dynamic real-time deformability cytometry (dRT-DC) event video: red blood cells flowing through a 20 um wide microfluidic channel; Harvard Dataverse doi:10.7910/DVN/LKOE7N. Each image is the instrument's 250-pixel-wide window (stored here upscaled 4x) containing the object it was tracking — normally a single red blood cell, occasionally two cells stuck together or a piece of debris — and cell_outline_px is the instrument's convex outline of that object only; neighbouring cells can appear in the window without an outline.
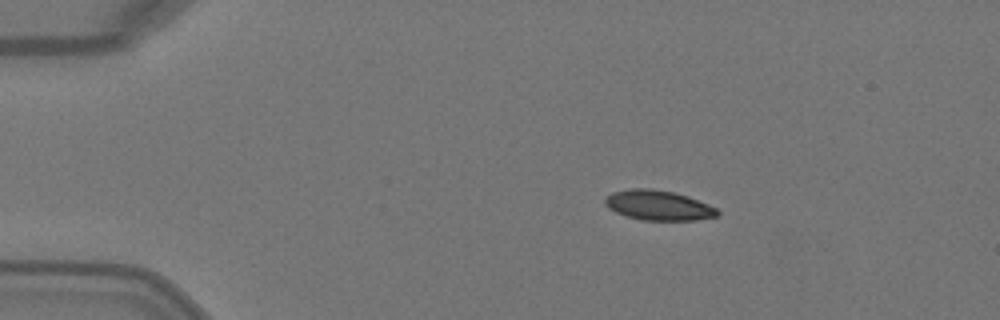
{"species": "Egyptian fruit bat (a non-hibernating species)", "species_latin": "Rousettus aegyptiacus", "temperature_condition": "warm", "stored_images_in_passage": 4, "camera_frame_rate_fps": 3000, "um_per_image_px": 0.085, "animal": {"sex": "female"}, "frame": {"image": 1, "passage_image": 2, "time_ms": 0.333, "image_size_px": [1000, 320], "cell_outline_px": [[720, 216], [696, 220], [640, 220], [624, 216], [608, 208], [604, 204], [604, 200], [612, 192], [628, 188], [652, 188], [672, 192], [688, 196], [708, 204], [716, 208], [720, 212]], "centroid_in_image_um": [55.95, 17.45], "position_along_channel_um": 29.0, "area_um2": 19.83}}
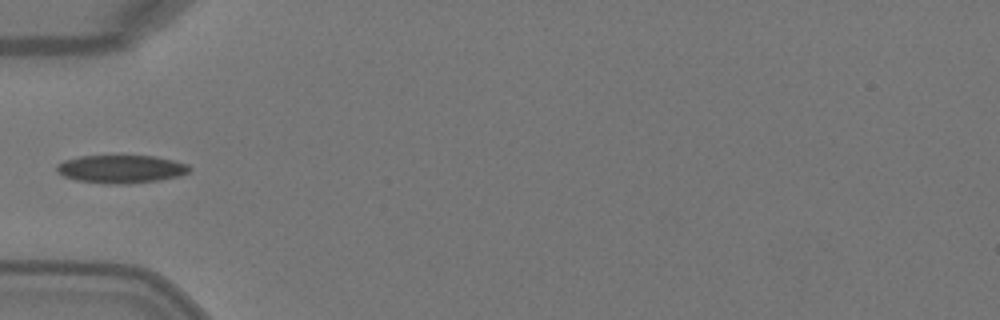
{"frame": {"image": 2, "passage_image": 4, "time_ms": 1.0, "image_size_px": [1000, 320], "cell_outline_px": [[192, 168], [188, 172], [176, 176], [160, 180], [128, 184], [104, 184], [76, 180], [64, 176], [56, 172], [56, 164], [64, 160], [80, 156], [156, 156], [188, 164]], "centroid_in_image_um": [10.26, 14.37], "position_along_channel_um": 74.7, "area_um2": 21.79}}